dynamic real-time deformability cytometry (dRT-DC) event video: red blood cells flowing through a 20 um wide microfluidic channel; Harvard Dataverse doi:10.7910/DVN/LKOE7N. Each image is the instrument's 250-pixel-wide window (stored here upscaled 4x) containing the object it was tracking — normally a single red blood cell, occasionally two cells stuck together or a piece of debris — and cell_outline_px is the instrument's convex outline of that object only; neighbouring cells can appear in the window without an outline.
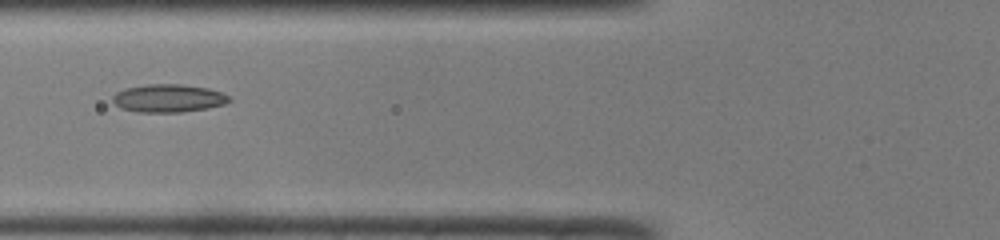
{"species": "common noctule bat (a hibernating species)", "species_latin": "Nyctalus noctula", "temperature_condition": "room temperature", "stored_images_in_passage": 44, "camera_frame_rate_fps": 3000, "um_per_image_px": 0.085, "animal": {"sex": "male", "body_mass_g": 19.0, "forearm_length_mm": 50.8}, "frame": {"image": 1, "passage_image": 14, "time_ms": 4.333, "image_size_px": [1000, 240], "cell_outline_px": [[232, 100], [224, 104], [208, 108], [180, 112], [136, 112], [120, 108], [112, 100], [112, 96], [116, 92], [124, 88], [148, 84], [180, 84], [208, 88], [220, 92], [228, 96]], "centroid_in_image_um": [14.28, 8.35], "position_along_channel_um": 111.5, "area_um2": 19.02}}
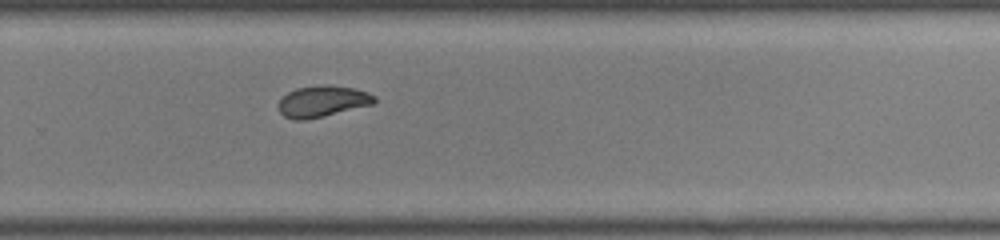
{"frame": {"image": 2, "passage_image": 28, "time_ms": 9.0, "image_size_px": [1000, 240], "cell_outline_px": [[376, 100], [372, 104], [304, 120], [292, 120], [284, 116], [280, 112], [280, 100], [288, 92], [296, 88], [328, 84], [352, 88], [368, 92], [376, 96]], "centroid_in_image_um": [27.4, 8.6], "position_along_channel_um": 302.4, "area_um2": 17.11}}
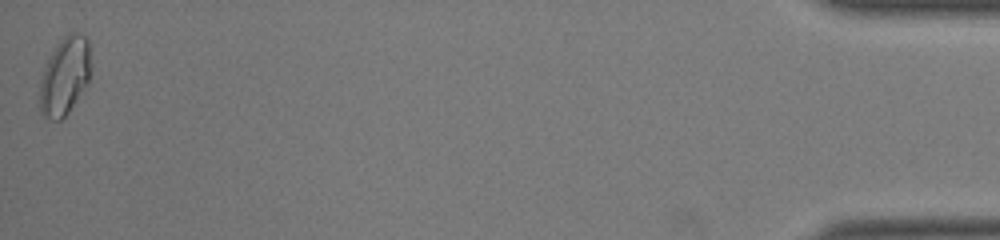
{"frame": {"image": 3, "passage_image": 44, "time_ms": 14.333, "image_size_px": [1000, 240], "cell_outline_px": [[92, 68], [88, 80], [68, 112], [60, 120], [52, 120], [44, 116], [40, 112], [40, 84], [44, 68], [56, 44], [68, 32], [80, 32], [88, 40]], "centroid_in_image_um": [5.52, 6.42], "position_along_channel_um": 429.7, "area_um2": 23.0}, "authors_computed_cell_mechanics": {"area_um2": 18.496, "velocity_mm_per_s": 4.1039, "shape_relaxation_time_tau1_ms": 6.9421, "shape_relaxation_time_tau2_ms": 1.8517, "deformation_change_tau1": 0.1431, "deformation_change_tau2": 0.0605}}